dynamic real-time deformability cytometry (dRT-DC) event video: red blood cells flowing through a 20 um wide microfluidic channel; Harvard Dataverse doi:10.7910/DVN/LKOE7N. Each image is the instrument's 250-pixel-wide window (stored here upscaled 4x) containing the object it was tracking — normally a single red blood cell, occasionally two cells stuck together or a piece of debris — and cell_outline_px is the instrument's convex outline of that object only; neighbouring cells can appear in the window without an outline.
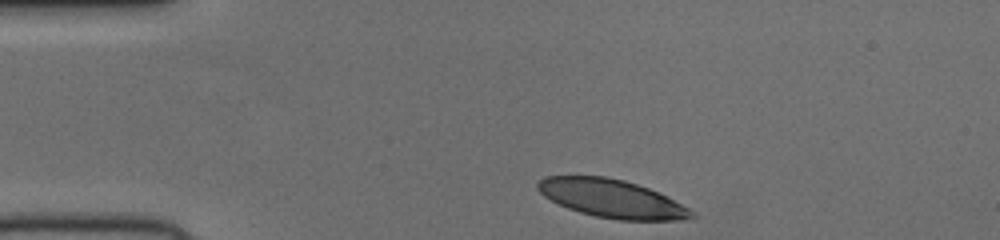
{"species": "human", "species_latin": "Homo sapiens", "temperature_condition": "cold", "stored_images_in_passage": 34, "camera_frame_rate_fps": 3000, "um_per_image_px": 0.085, "donor": {"sex": "female"}, "frame": {"image": 1, "passage_image": 1, "time_ms": 0.0, "image_size_px": [1000, 240], "cell_outline_px": [[696, 216], [684, 220], [616, 220], [596, 216], [580, 212], [568, 208], [544, 196], [536, 188], [536, 184], [544, 176], [604, 176], [624, 180], [648, 188], [696, 212]], "centroid_in_image_um": [51.98, 16.88], "position_along_channel_um": 33.0, "area_um2": 33.87}}
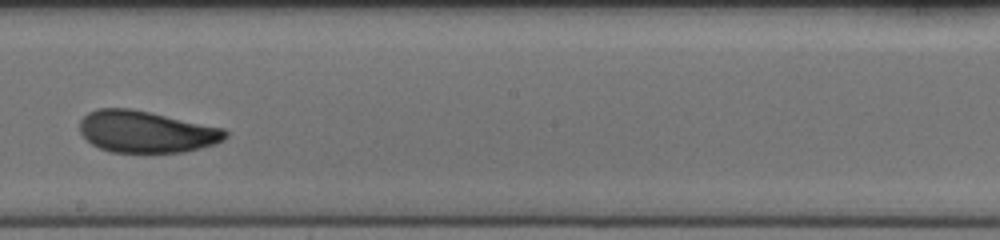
{"frame": {"image": 2, "passage_image": 20, "time_ms": 6.333, "image_size_px": [1000, 240], "cell_outline_px": [[228, 136], [224, 140], [216, 144], [184, 152], [112, 152], [100, 148], [92, 144], [80, 132], [80, 120], [88, 112], [96, 108], [128, 108], [148, 112], [224, 128], [228, 132]], "centroid_in_image_um": [12.44, 11.2], "position_along_channel_um": 235.8, "area_um2": 35.32}}
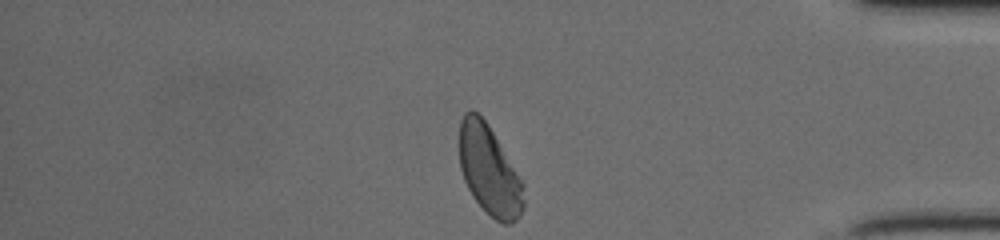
{"frame": {"image": 3, "passage_image": 34, "time_ms": 11.0, "image_size_px": [1000, 240], "cell_outline_px": [[524, 208], [520, 216], [512, 224], [504, 224], [496, 220], [472, 196], [464, 180], [460, 168], [460, 120], [464, 112], [472, 108], [488, 124], [524, 184]], "centroid_in_image_um": [41.6, 14.48], "position_along_channel_um": 393.6, "area_um2": 33.41}}